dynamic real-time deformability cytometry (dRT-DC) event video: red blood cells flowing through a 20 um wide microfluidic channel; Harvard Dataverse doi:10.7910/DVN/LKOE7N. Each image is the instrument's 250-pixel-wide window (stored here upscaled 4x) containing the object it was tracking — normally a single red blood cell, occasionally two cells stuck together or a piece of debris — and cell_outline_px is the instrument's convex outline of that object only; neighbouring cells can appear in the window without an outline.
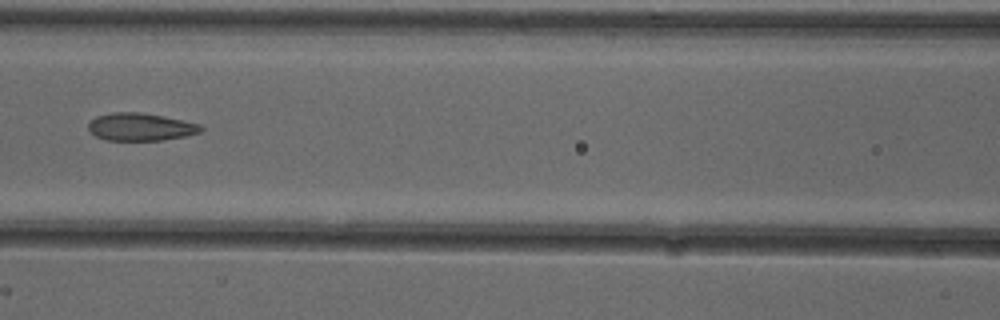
{"species": "common noctule bat (a hibernating species)", "species_latin": "Nyctalus noctula", "temperature_condition": "cold", "stored_images_in_passage": 7, "camera_frame_rate_fps": 3000, "um_per_image_px": 0.085, "animal": {"sex": "female"}, "frame": {"image": 1, "passage_image": 6, "time_ms": 1.667, "image_size_px": [1000, 320], "cell_outline_px": [[204, 128], [200, 132], [184, 136], [160, 140], [108, 140], [96, 136], [88, 128], [88, 124], [96, 116], [112, 112], [140, 112], [200, 124]], "centroid_in_image_um": [11.93, 10.78], "position_along_channel_um": 154.7, "area_um2": 17.8}}
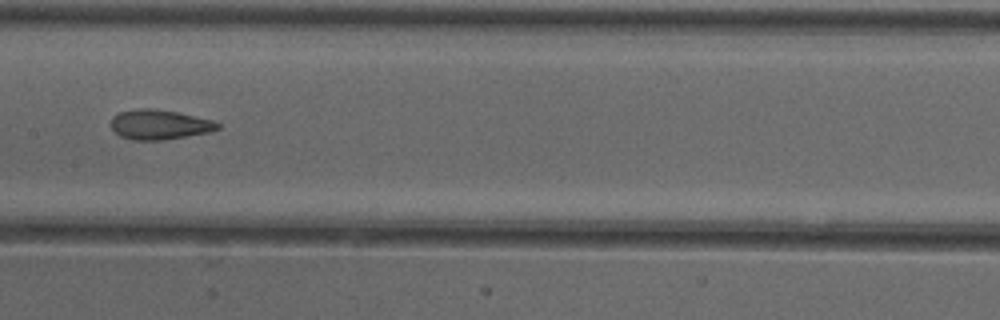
{"frame": {"image": 2, "passage_image": 7, "time_ms": 2.0, "image_size_px": [1000, 320], "cell_outline_px": [[220, 128], [208, 132], [164, 140], [132, 140], [120, 136], [112, 128], [112, 116], [120, 112], [136, 108], [152, 108], [176, 112], [212, 120], [220, 124]], "centroid_in_image_um": [13.53, 10.59], "position_along_channel_um": 193.9, "area_um2": 18.38}}